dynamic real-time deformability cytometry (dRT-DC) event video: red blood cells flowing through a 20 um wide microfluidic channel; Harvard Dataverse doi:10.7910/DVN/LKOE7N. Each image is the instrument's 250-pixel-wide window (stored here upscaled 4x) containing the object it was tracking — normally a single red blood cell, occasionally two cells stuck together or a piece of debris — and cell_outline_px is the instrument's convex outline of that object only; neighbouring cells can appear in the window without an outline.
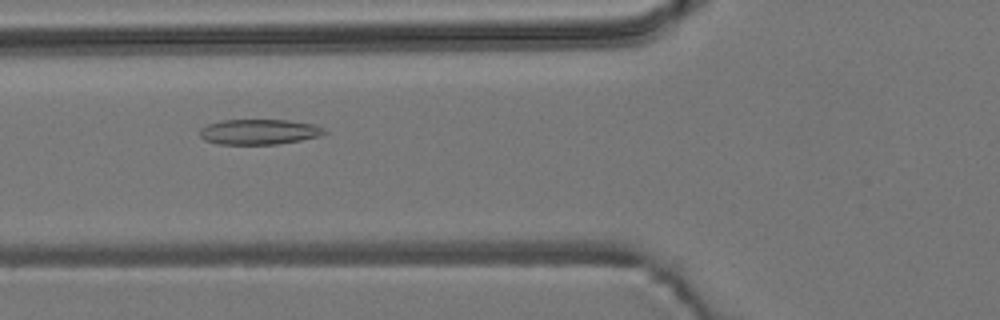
{"species": "common noctule bat (a hibernating species)", "species_latin": "Nyctalus noctula", "temperature_condition": "room temperature", "stored_images_in_passage": 23, "camera_frame_rate_fps": 3000, "um_per_image_px": 0.085, "animal": {"sex": "male", "body_mass_g": 19.2, "forearm_length_mm": 51.8}, "frame": {"image": 1, "passage_image": 7, "time_ms": 2.0, "image_size_px": [1000, 320], "cell_outline_px": [[328, 132], [320, 136], [300, 140], [276, 144], [216, 144], [204, 140], [200, 136], [200, 128], [208, 124], [220, 120], [288, 120], [312, 124], [324, 128]], "centroid_in_image_um": [22.0, 11.2], "position_along_channel_um": 103.8, "area_um2": 18.38}}
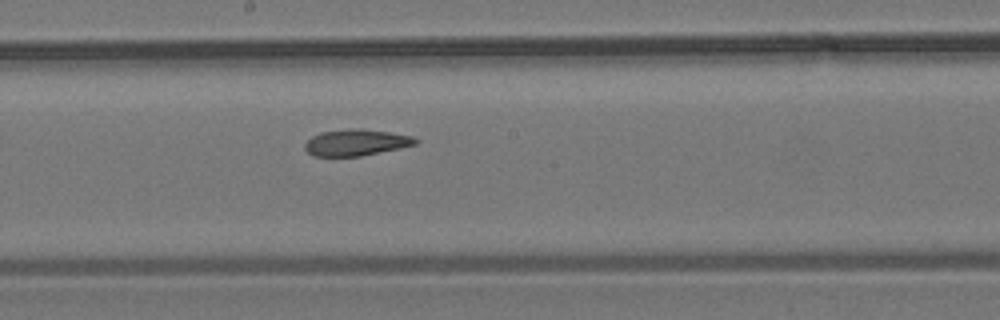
{"frame": {"image": 2, "passage_image": 16, "time_ms": 5.0, "image_size_px": [1000, 320], "cell_outline_px": [[420, 140], [416, 144], [400, 148], [360, 156], [312, 156], [304, 148], [304, 144], [312, 136], [320, 132], [352, 128], [360, 128], [388, 132], [412, 136]], "centroid_in_image_um": [30.26, 12.11], "position_along_channel_um": 217.9, "area_um2": 16.99}}
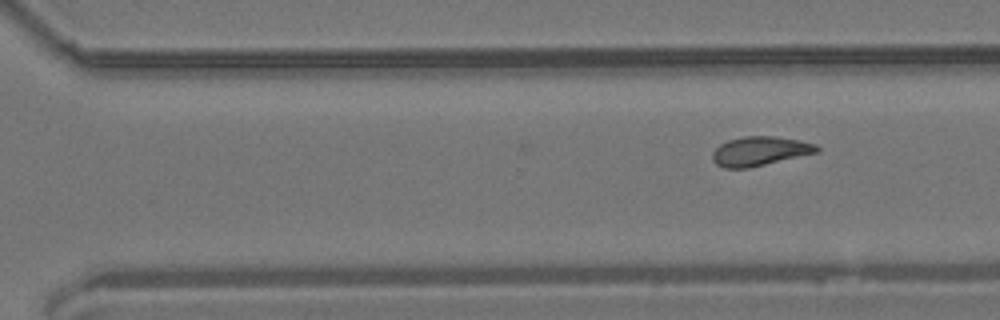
{"frame": {"image": 3, "passage_image": 23, "time_ms": 7.333, "image_size_px": [1000, 320], "cell_outline_px": [[820, 152], [748, 168], [724, 168], [716, 164], [712, 160], [712, 152], [720, 144], [728, 140], [744, 136], [772, 136], [800, 140], [816, 144], [820, 148]], "centroid_in_image_um": [64.6, 12.85], "position_along_channel_um": 306.0, "area_um2": 17.86}}